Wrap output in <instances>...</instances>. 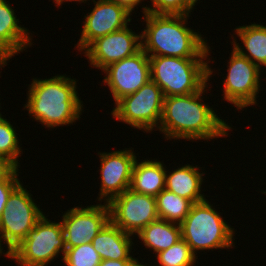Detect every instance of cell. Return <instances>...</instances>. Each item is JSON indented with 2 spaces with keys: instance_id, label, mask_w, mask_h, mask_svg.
Here are the masks:
<instances>
[{
  "instance_id": "obj_1",
  "label": "cell",
  "mask_w": 266,
  "mask_h": 266,
  "mask_svg": "<svg viewBox=\"0 0 266 266\" xmlns=\"http://www.w3.org/2000/svg\"><path fill=\"white\" fill-rule=\"evenodd\" d=\"M206 84L200 91L189 95L164 97L162 116L158 130L166 139L210 140L225 138L230 125L217 116L208 104L202 103V94L207 91Z\"/></svg>"
},
{
  "instance_id": "obj_2",
  "label": "cell",
  "mask_w": 266,
  "mask_h": 266,
  "mask_svg": "<svg viewBox=\"0 0 266 266\" xmlns=\"http://www.w3.org/2000/svg\"><path fill=\"white\" fill-rule=\"evenodd\" d=\"M189 15L144 13L142 50L148 56L207 58L210 46L201 33L186 27Z\"/></svg>"
},
{
  "instance_id": "obj_3",
  "label": "cell",
  "mask_w": 266,
  "mask_h": 266,
  "mask_svg": "<svg viewBox=\"0 0 266 266\" xmlns=\"http://www.w3.org/2000/svg\"><path fill=\"white\" fill-rule=\"evenodd\" d=\"M76 84L75 79L64 74L49 79L33 78L24 108L47 128L73 125L83 111Z\"/></svg>"
},
{
  "instance_id": "obj_4",
  "label": "cell",
  "mask_w": 266,
  "mask_h": 266,
  "mask_svg": "<svg viewBox=\"0 0 266 266\" xmlns=\"http://www.w3.org/2000/svg\"><path fill=\"white\" fill-rule=\"evenodd\" d=\"M206 59L149 56L151 80L161 88L164 97L198 92L213 73Z\"/></svg>"
},
{
  "instance_id": "obj_5",
  "label": "cell",
  "mask_w": 266,
  "mask_h": 266,
  "mask_svg": "<svg viewBox=\"0 0 266 266\" xmlns=\"http://www.w3.org/2000/svg\"><path fill=\"white\" fill-rule=\"evenodd\" d=\"M212 206L207 199L194 203L180 224L182 239L195 255L199 250H223L234 246V228Z\"/></svg>"
},
{
  "instance_id": "obj_6",
  "label": "cell",
  "mask_w": 266,
  "mask_h": 266,
  "mask_svg": "<svg viewBox=\"0 0 266 266\" xmlns=\"http://www.w3.org/2000/svg\"><path fill=\"white\" fill-rule=\"evenodd\" d=\"M65 252L61 222H51L44 213L25 239L12 250L11 260L20 266H47L59 253L63 254V261Z\"/></svg>"
},
{
  "instance_id": "obj_7",
  "label": "cell",
  "mask_w": 266,
  "mask_h": 266,
  "mask_svg": "<svg viewBox=\"0 0 266 266\" xmlns=\"http://www.w3.org/2000/svg\"><path fill=\"white\" fill-rule=\"evenodd\" d=\"M163 101L161 88L149 80L135 93L121 98L113 107L111 115L120 122L150 133L156 127L158 130Z\"/></svg>"
},
{
  "instance_id": "obj_8",
  "label": "cell",
  "mask_w": 266,
  "mask_h": 266,
  "mask_svg": "<svg viewBox=\"0 0 266 266\" xmlns=\"http://www.w3.org/2000/svg\"><path fill=\"white\" fill-rule=\"evenodd\" d=\"M31 196L20 183L8 198L0 217V229L7 252H12L44 216Z\"/></svg>"
},
{
  "instance_id": "obj_9",
  "label": "cell",
  "mask_w": 266,
  "mask_h": 266,
  "mask_svg": "<svg viewBox=\"0 0 266 266\" xmlns=\"http://www.w3.org/2000/svg\"><path fill=\"white\" fill-rule=\"evenodd\" d=\"M227 65V76L223 81V100L237 107V110L256 105L260 91L261 69L234 47Z\"/></svg>"
},
{
  "instance_id": "obj_10",
  "label": "cell",
  "mask_w": 266,
  "mask_h": 266,
  "mask_svg": "<svg viewBox=\"0 0 266 266\" xmlns=\"http://www.w3.org/2000/svg\"><path fill=\"white\" fill-rule=\"evenodd\" d=\"M110 221L123 232L136 235L149 223L159 219L156 197L125 190L108 203Z\"/></svg>"
},
{
  "instance_id": "obj_11",
  "label": "cell",
  "mask_w": 266,
  "mask_h": 266,
  "mask_svg": "<svg viewBox=\"0 0 266 266\" xmlns=\"http://www.w3.org/2000/svg\"><path fill=\"white\" fill-rule=\"evenodd\" d=\"M102 71L106 74L102 82L108 85L114 104L151 80L149 56L142 49L131 57L109 64Z\"/></svg>"
},
{
  "instance_id": "obj_12",
  "label": "cell",
  "mask_w": 266,
  "mask_h": 266,
  "mask_svg": "<svg viewBox=\"0 0 266 266\" xmlns=\"http://www.w3.org/2000/svg\"><path fill=\"white\" fill-rule=\"evenodd\" d=\"M109 221L110 211L107 203L90 205L86 208L77 206L67 210L60 221L66 249L92 243L94 237Z\"/></svg>"
},
{
  "instance_id": "obj_13",
  "label": "cell",
  "mask_w": 266,
  "mask_h": 266,
  "mask_svg": "<svg viewBox=\"0 0 266 266\" xmlns=\"http://www.w3.org/2000/svg\"><path fill=\"white\" fill-rule=\"evenodd\" d=\"M141 49V33L136 34L127 25L92 41L84 49V54L91 67L103 70L109 64L131 57Z\"/></svg>"
},
{
  "instance_id": "obj_14",
  "label": "cell",
  "mask_w": 266,
  "mask_h": 266,
  "mask_svg": "<svg viewBox=\"0 0 266 266\" xmlns=\"http://www.w3.org/2000/svg\"><path fill=\"white\" fill-rule=\"evenodd\" d=\"M130 148L113 152H98L100 158L101 187L97 201L108 203L112 198L128 190L131 185L132 171L137 159Z\"/></svg>"
},
{
  "instance_id": "obj_15",
  "label": "cell",
  "mask_w": 266,
  "mask_h": 266,
  "mask_svg": "<svg viewBox=\"0 0 266 266\" xmlns=\"http://www.w3.org/2000/svg\"><path fill=\"white\" fill-rule=\"evenodd\" d=\"M94 8L84 16L81 37L76 48L83 51L95 39L123 29L131 22V12L108 0H93Z\"/></svg>"
},
{
  "instance_id": "obj_16",
  "label": "cell",
  "mask_w": 266,
  "mask_h": 266,
  "mask_svg": "<svg viewBox=\"0 0 266 266\" xmlns=\"http://www.w3.org/2000/svg\"><path fill=\"white\" fill-rule=\"evenodd\" d=\"M6 0H0V52L10 60L32 45L30 31L19 25V19Z\"/></svg>"
},
{
  "instance_id": "obj_17",
  "label": "cell",
  "mask_w": 266,
  "mask_h": 266,
  "mask_svg": "<svg viewBox=\"0 0 266 266\" xmlns=\"http://www.w3.org/2000/svg\"><path fill=\"white\" fill-rule=\"evenodd\" d=\"M133 235L123 232L109 221L92 240L94 249L101 260H130Z\"/></svg>"
},
{
  "instance_id": "obj_18",
  "label": "cell",
  "mask_w": 266,
  "mask_h": 266,
  "mask_svg": "<svg viewBox=\"0 0 266 266\" xmlns=\"http://www.w3.org/2000/svg\"><path fill=\"white\" fill-rule=\"evenodd\" d=\"M190 164L178 167L172 172L166 171L165 189L176 195L191 200L193 203H199L206 200L201 193L203 176L205 173L199 172V168ZM168 172V173H167Z\"/></svg>"
},
{
  "instance_id": "obj_19",
  "label": "cell",
  "mask_w": 266,
  "mask_h": 266,
  "mask_svg": "<svg viewBox=\"0 0 266 266\" xmlns=\"http://www.w3.org/2000/svg\"><path fill=\"white\" fill-rule=\"evenodd\" d=\"M163 162L152 160H143L138 162L136 159L133 171L130 189L137 193L151 196H157L165 189L166 166Z\"/></svg>"
},
{
  "instance_id": "obj_20",
  "label": "cell",
  "mask_w": 266,
  "mask_h": 266,
  "mask_svg": "<svg viewBox=\"0 0 266 266\" xmlns=\"http://www.w3.org/2000/svg\"><path fill=\"white\" fill-rule=\"evenodd\" d=\"M235 35L241 39L242 46L233 40L232 47H234L240 54L248 58L251 62L259 68L265 66L266 68V26L260 24H250L237 26L235 28ZM245 50L247 51H244Z\"/></svg>"
},
{
  "instance_id": "obj_21",
  "label": "cell",
  "mask_w": 266,
  "mask_h": 266,
  "mask_svg": "<svg viewBox=\"0 0 266 266\" xmlns=\"http://www.w3.org/2000/svg\"><path fill=\"white\" fill-rule=\"evenodd\" d=\"M136 235L155 254L168 249L182 238L181 226L163 219L149 223Z\"/></svg>"
},
{
  "instance_id": "obj_22",
  "label": "cell",
  "mask_w": 266,
  "mask_h": 266,
  "mask_svg": "<svg viewBox=\"0 0 266 266\" xmlns=\"http://www.w3.org/2000/svg\"><path fill=\"white\" fill-rule=\"evenodd\" d=\"M194 203L173 192L163 189L156 196L157 213L159 219L181 224L188 215Z\"/></svg>"
},
{
  "instance_id": "obj_23",
  "label": "cell",
  "mask_w": 266,
  "mask_h": 266,
  "mask_svg": "<svg viewBox=\"0 0 266 266\" xmlns=\"http://www.w3.org/2000/svg\"><path fill=\"white\" fill-rule=\"evenodd\" d=\"M0 115V158L3 159L11 167L18 168V158L21 154L19 139L16 130L9 120Z\"/></svg>"
},
{
  "instance_id": "obj_24",
  "label": "cell",
  "mask_w": 266,
  "mask_h": 266,
  "mask_svg": "<svg viewBox=\"0 0 266 266\" xmlns=\"http://www.w3.org/2000/svg\"><path fill=\"white\" fill-rule=\"evenodd\" d=\"M155 255L160 266H193L198 259L182 238L168 249Z\"/></svg>"
},
{
  "instance_id": "obj_25",
  "label": "cell",
  "mask_w": 266,
  "mask_h": 266,
  "mask_svg": "<svg viewBox=\"0 0 266 266\" xmlns=\"http://www.w3.org/2000/svg\"><path fill=\"white\" fill-rule=\"evenodd\" d=\"M65 266H98L101 258L92 243L67 248L63 257Z\"/></svg>"
},
{
  "instance_id": "obj_26",
  "label": "cell",
  "mask_w": 266,
  "mask_h": 266,
  "mask_svg": "<svg viewBox=\"0 0 266 266\" xmlns=\"http://www.w3.org/2000/svg\"><path fill=\"white\" fill-rule=\"evenodd\" d=\"M152 6L143 7L144 13L190 15L195 5L190 0H150ZM190 13V14H189Z\"/></svg>"
},
{
  "instance_id": "obj_27",
  "label": "cell",
  "mask_w": 266,
  "mask_h": 266,
  "mask_svg": "<svg viewBox=\"0 0 266 266\" xmlns=\"http://www.w3.org/2000/svg\"><path fill=\"white\" fill-rule=\"evenodd\" d=\"M18 168L11 167L0 178V217L5 210L11 192L21 183L18 179Z\"/></svg>"
},
{
  "instance_id": "obj_28",
  "label": "cell",
  "mask_w": 266,
  "mask_h": 266,
  "mask_svg": "<svg viewBox=\"0 0 266 266\" xmlns=\"http://www.w3.org/2000/svg\"><path fill=\"white\" fill-rule=\"evenodd\" d=\"M108 1L125 7L131 13L134 11V8L137 5L142 3V1L144 2V0H108Z\"/></svg>"
},
{
  "instance_id": "obj_29",
  "label": "cell",
  "mask_w": 266,
  "mask_h": 266,
  "mask_svg": "<svg viewBox=\"0 0 266 266\" xmlns=\"http://www.w3.org/2000/svg\"><path fill=\"white\" fill-rule=\"evenodd\" d=\"M129 260H101L98 266H126Z\"/></svg>"
},
{
  "instance_id": "obj_30",
  "label": "cell",
  "mask_w": 266,
  "mask_h": 266,
  "mask_svg": "<svg viewBox=\"0 0 266 266\" xmlns=\"http://www.w3.org/2000/svg\"><path fill=\"white\" fill-rule=\"evenodd\" d=\"M11 168L3 159L0 158V178Z\"/></svg>"
},
{
  "instance_id": "obj_31",
  "label": "cell",
  "mask_w": 266,
  "mask_h": 266,
  "mask_svg": "<svg viewBox=\"0 0 266 266\" xmlns=\"http://www.w3.org/2000/svg\"><path fill=\"white\" fill-rule=\"evenodd\" d=\"M3 240V241H2ZM2 242H4V244H5V241H4V239H3V236H2V233H1V229H0V255H2V254H5V256L6 257H8V258H11V256H12V252H5L4 253V251H2L4 248L2 247V245L3 244H1Z\"/></svg>"
},
{
  "instance_id": "obj_32",
  "label": "cell",
  "mask_w": 266,
  "mask_h": 266,
  "mask_svg": "<svg viewBox=\"0 0 266 266\" xmlns=\"http://www.w3.org/2000/svg\"><path fill=\"white\" fill-rule=\"evenodd\" d=\"M126 266H147V263H146V265L145 264H142V263H140L136 258H131L128 262H127V264H126ZM149 266V265H148Z\"/></svg>"
},
{
  "instance_id": "obj_33",
  "label": "cell",
  "mask_w": 266,
  "mask_h": 266,
  "mask_svg": "<svg viewBox=\"0 0 266 266\" xmlns=\"http://www.w3.org/2000/svg\"><path fill=\"white\" fill-rule=\"evenodd\" d=\"M72 2V1H76V2H80V3H82V2H84L85 1V3H86V1L87 0H53V2H55V4L59 7L60 5H62V3H64V2ZM93 1V0H92Z\"/></svg>"
},
{
  "instance_id": "obj_34",
  "label": "cell",
  "mask_w": 266,
  "mask_h": 266,
  "mask_svg": "<svg viewBox=\"0 0 266 266\" xmlns=\"http://www.w3.org/2000/svg\"><path fill=\"white\" fill-rule=\"evenodd\" d=\"M7 59L1 52H0V69L7 65Z\"/></svg>"
},
{
  "instance_id": "obj_35",
  "label": "cell",
  "mask_w": 266,
  "mask_h": 266,
  "mask_svg": "<svg viewBox=\"0 0 266 266\" xmlns=\"http://www.w3.org/2000/svg\"><path fill=\"white\" fill-rule=\"evenodd\" d=\"M194 5H196V3H198V0H190Z\"/></svg>"
}]
</instances>
